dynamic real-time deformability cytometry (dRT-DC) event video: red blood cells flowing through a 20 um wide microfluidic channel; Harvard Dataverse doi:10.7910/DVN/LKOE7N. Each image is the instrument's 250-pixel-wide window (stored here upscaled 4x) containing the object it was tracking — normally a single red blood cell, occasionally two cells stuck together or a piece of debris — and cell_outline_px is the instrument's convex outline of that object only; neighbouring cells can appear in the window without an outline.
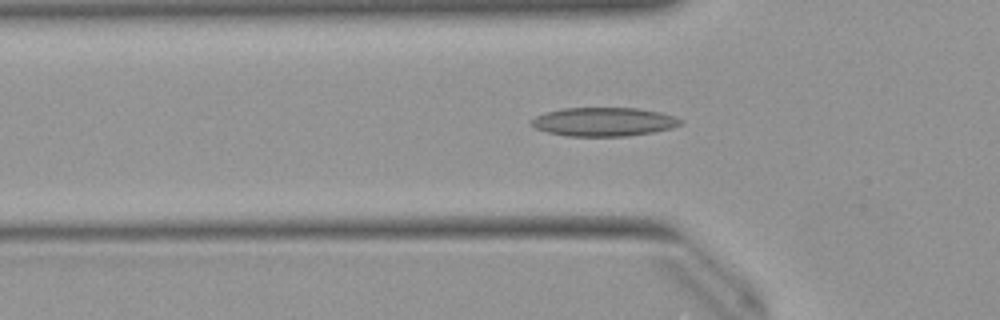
{"species": "Egyptian fruit bat (a non-hibernating species)", "species_latin": "Rousettus aegyptiacus", "temperature_condition": "warm", "stored_images_in_passage": 37, "camera_frame_rate_fps": 3000, "um_per_image_px": 0.085, "animal": {"sex": "female"}, "frame": {"image": 1, "passage_image": 10, "time_ms": 3.0, "image_size_px": [1000, 320], "cell_outline_px": [[684, 124], [672, 128], [652, 132], [628, 136], [568, 136], [548, 132], [536, 128], [532, 124], [532, 120], [536, 116], [544, 112], [564, 108], [640, 108], [660, 112], [684, 120]], "centroid_in_image_um": [51.36, 10.35], "position_along_channel_um": 74.4, "area_um2": 24.97}}
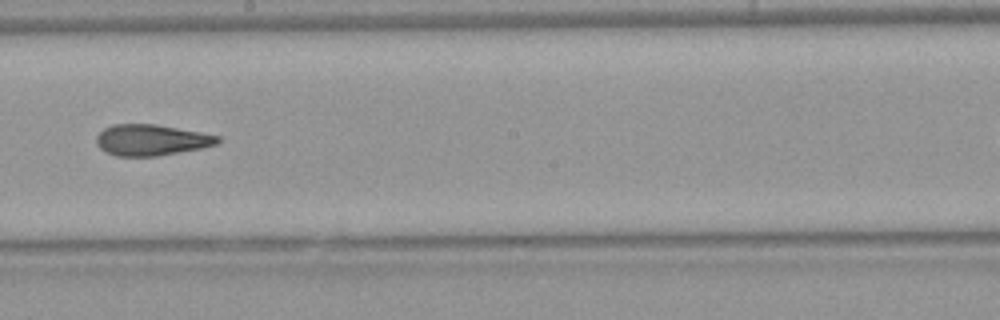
{"frame": {"image": 2, "passage_image": 22, "time_ms": 7.0, "image_size_px": [1000, 320], "cell_outline_px": [[220, 140], [216, 144], [200, 148], [156, 156], [116, 156], [104, 152], [96, 144], [96, 136], [104, 128], [112, 124], [156, 124], [200, 132], [220, 136]], "centroid_in_image_um": [12.81, 11.89], "position_along_channel_um": 235.4, "area_um2": 21.91}}
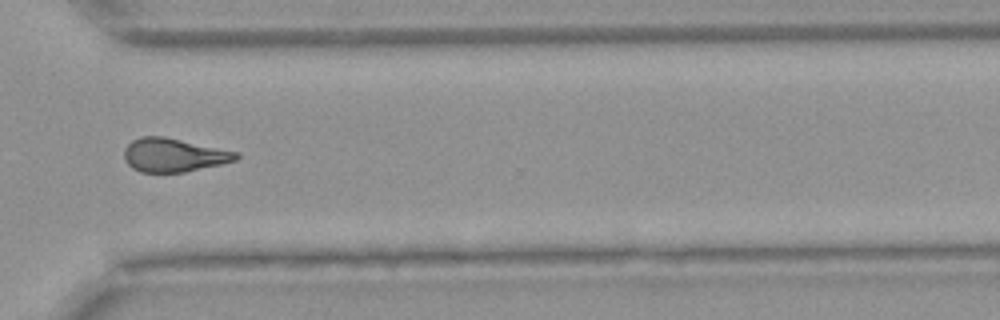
{"frame": {"image": 3, "passage_image": 31, "time_ms": 10.0, "image_size_px": [1000, 320], "cell_outline_px": [[240, 156], [236, 160], [220, 164], [184, 172], [140, 172], [132, 168], [124, 160], [124, 148], [132, 140], [140, 136], [164, 136], [240, 152]], "centroid_in_image_um": [14.75, 13.17], "position_along_channel_um": 355.8, "area_um2": 22.02}}